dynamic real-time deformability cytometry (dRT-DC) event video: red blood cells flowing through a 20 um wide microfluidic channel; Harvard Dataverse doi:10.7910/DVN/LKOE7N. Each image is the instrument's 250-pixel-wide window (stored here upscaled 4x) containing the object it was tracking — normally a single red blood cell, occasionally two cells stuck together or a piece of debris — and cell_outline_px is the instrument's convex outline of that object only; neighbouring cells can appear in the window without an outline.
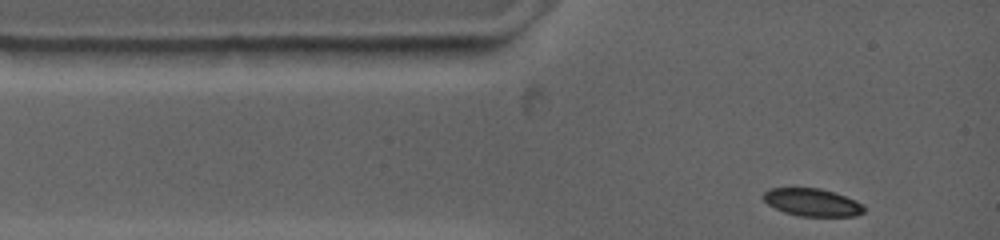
{"species": "common noctule bat (a hibernating species)", "species_latin": "Nyctalus noctula", "temperature_condition": "warm", "stored_images_in_passage": 11, "camera_frame_rate_fps": 4500, "um_per_image_px": 0.085, "animal": {"sex": "female", "body_mass_g": 19.0, "forearm_length_mm": 53.3}, "frame": {"image": 1, "passage_image": 1, "time_ms": 0.0, "image_size_px": [1000, 240], "cell_outline_px": [[864, 212], [856, 216], [800, 216], [784, 212], [768, 204], [760, 196], [768, 188], [820, 188], [836, 192], [856, 200], [864, 204]], "centroid_in_image_um": [69.05, 17.19], "position_along_channel_um": 16.0, "area_um2": 16.42}}
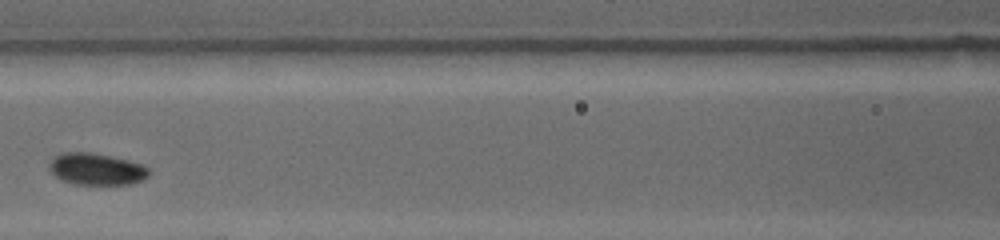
{"frame": {"image": 2, "passage_image": 5, "time_ms": 4.444, "image_size_px": [1000, 240], "cell_outline_px": [[152, 172], [144, 180], [132, 184], [72, 184], [56, 176], [48, 168], [48, 164], [52, 156], [60, 152], [92, 152], [128, 160], [144, 164]], "centroid_in_image_um": [8.21, 14.36], "position_along_channel_um": 158.4, "area_um2": 18.79}}
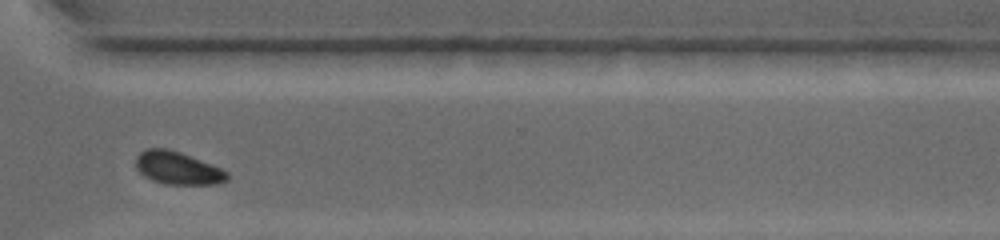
{"frame": {"image": 3, "passage_image": 10, "time_ms": 9.778, "image_size_px": [1000, 240], "cell_outline_px": [[228, 180], [220, 184], [164, 184], [152, 180], [144, 176], [136, 168], [136, 156], [144, 148], [168, 148], [180, 152], [220, 168], [228, 172]], "centroid_in_image_um": [15.08, 14.28], "position_along_channel_um": 355.5, "area_um2": 17.46}, "authors_computed_cell_mechanics": {"area_um2": 17.5712, "velocity_mm_per_s": 3.6903, "shape_relaxation_time_tau1_ms": 3.6986, "shape_relaxation_time_tau2_ms": null, "deformation_change_tau1": 0.0697, "deformation_change_tau2": null}}